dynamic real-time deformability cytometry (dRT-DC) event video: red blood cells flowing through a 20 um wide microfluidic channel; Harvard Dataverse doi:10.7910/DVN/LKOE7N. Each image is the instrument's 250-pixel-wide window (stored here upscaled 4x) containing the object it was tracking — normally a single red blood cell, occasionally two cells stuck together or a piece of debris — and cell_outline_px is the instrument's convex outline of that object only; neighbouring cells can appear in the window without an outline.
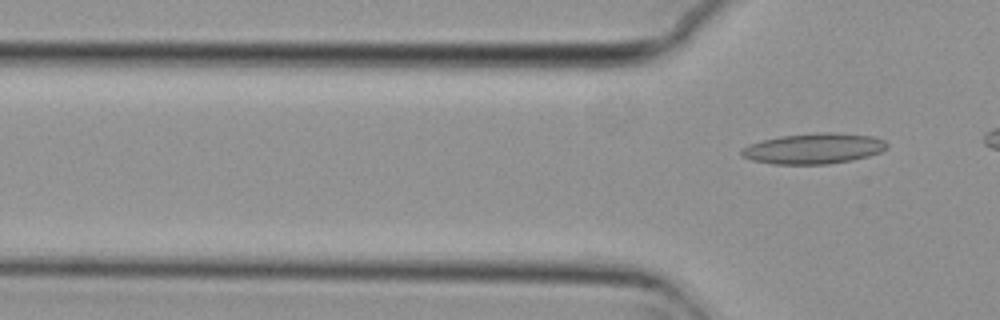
{"species": "common noctule bat (a hibernating species)", "species_latin": "Nyctalus noctula", "temperature_condition": "cold", "stored_images_in_passage": 12, "camera_frame_rate_fps": 3000, "um_per_image_px": 0.085, "animal": {"sex": "female", "body_mass_g": 29.2, "forearm_length_mm": 56.3}, "frame": {"image": 1, "passage_image": 12, "time_ms": 3.667, "image_size_px": [1000, 320], "cell_outline_px": [[888, 144], [880, 152], [868, 156], [852, 160], [828, 164], [772, 164], [752, 160], [740, 156], [740, 148], [748, 144], [760, 140], [780, 136], [824, 132], [832, 132], [872, 136], [884, 140]], "centroid_in_image_um": [69.1, 12.63], "position_along_channel_um": 56.7, "area_um2": 26.01}}